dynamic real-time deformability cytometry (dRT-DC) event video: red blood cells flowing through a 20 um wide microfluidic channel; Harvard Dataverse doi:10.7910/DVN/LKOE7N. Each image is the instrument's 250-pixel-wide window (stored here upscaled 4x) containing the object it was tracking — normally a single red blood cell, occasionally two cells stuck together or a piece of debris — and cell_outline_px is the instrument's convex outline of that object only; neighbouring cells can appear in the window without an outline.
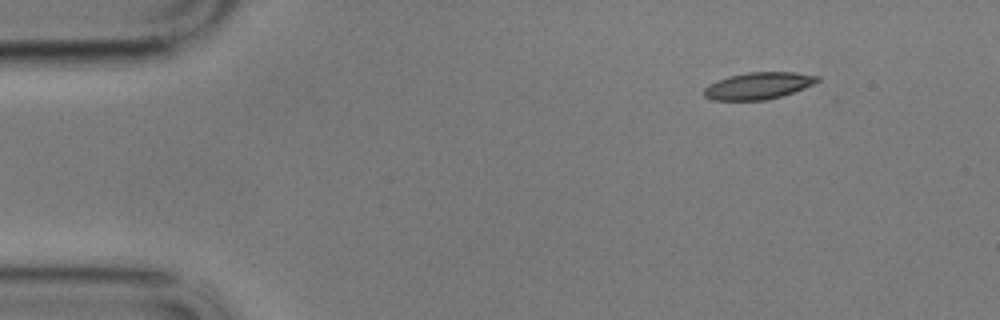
{"species": "common noctule bat (a hibernating species)", "species_latin": "Nyctalus noctula", "temperature_condition": "cold", "stored_images_in_passage": 15, "camera_frame_rate_fps": 3000, "um_per_image_px": 0.085, "animal": {"sex": "male", "body_mass_g": 17.9}, "frame": {"image": 1, "passage_image": 1, "time_ms": 0.0, "image_size_px": [1000, 320], "cell_outline_px": [[820, 80], [804, 88], [780, 96], [764, 100], [712, 100], [704, 96], [704, 88], [716, 80], [728, 76], [748, 72], [796, 72], [820, 76]], "centroid_in_image_um": [64.44, 7.28], "position_along_channel_um": 20.6, "area_um2": 17.69}}
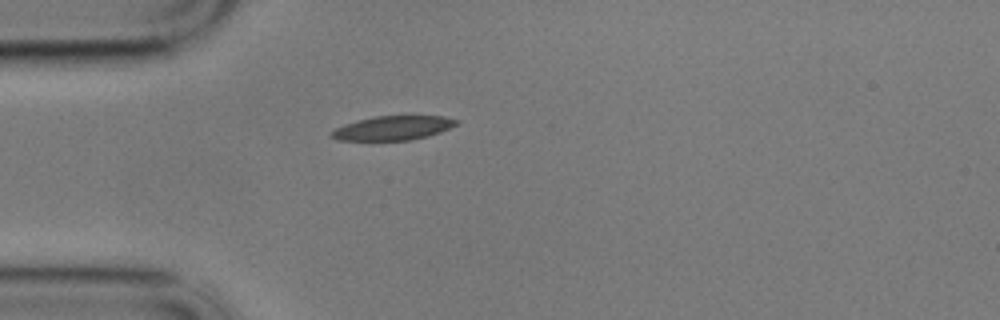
{"frame": {"image": 2, "passage_image": 10, "time_ms": 3.0, "image_size_px": [1000, 320], "cell_outline_px": [[460, 124], [440, 132], [428, 136], [412, 140], [336, 140], [328, 136], [328, 132], [336, 128], [360, 120], [376, 116], [444, 116], [460, 120]], "centroid_in_image_um": [33.44, 10.89], "position_along_channel_um": 51.6, "area_um2": 17.63}}